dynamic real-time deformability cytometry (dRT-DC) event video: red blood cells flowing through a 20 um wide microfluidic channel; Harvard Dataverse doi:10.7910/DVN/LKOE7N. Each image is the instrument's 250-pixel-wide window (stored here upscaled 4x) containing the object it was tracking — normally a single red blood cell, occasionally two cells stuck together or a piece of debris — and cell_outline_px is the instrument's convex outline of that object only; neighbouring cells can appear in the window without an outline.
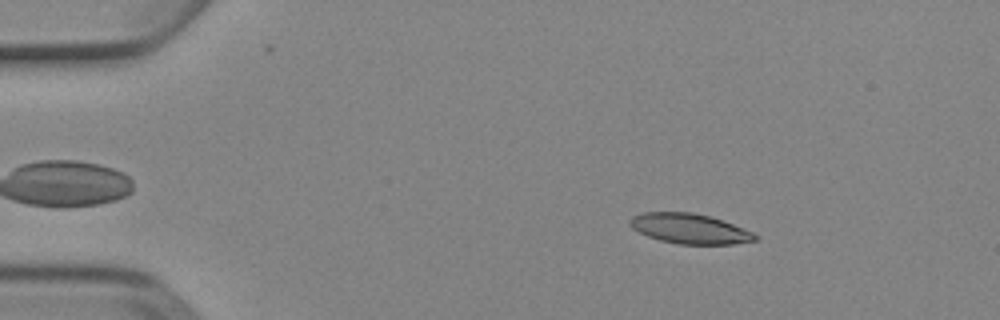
{"species": "Egyptian fruit bat (a non-hibernating species)", "species_latin": "Rousettus aegyptiacus", "temperature_condition": "cold", "stored_images_in_passage": 4, "camera_frame_rate_fps": 3000, "um_per_image_px": 0.085, "animal": {"sex": "female"}, "frame": {"image": 1, "passage_image": 2, "time_ms": 0.333, "image_size_px": [1000, 320], "cell_outline_px": [[756, 240], [732, 244], [680, 244], [660, 240], [648, 236], [632, 228], [628, 224], [628, 220], [632, 216], [644, 212], [692, 212], [708, 216], [732, 224], [752, 232], [756, 236]], "centroid_in_image_um": [58.56, 19.43], "position_along_channel_um": 26.4, "area_um2": 21.62}}